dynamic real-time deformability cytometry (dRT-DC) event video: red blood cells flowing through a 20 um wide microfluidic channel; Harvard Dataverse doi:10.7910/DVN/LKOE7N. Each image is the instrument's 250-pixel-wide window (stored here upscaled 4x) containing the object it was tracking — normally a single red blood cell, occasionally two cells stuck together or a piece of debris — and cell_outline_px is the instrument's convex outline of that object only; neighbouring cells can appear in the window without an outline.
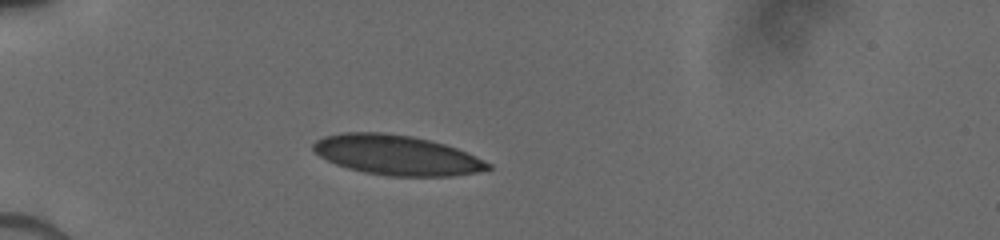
{"species": "human", "species_latin": "Homo sapiens", "temperature_condition": "cold", "stored_images_in_passage": 8, "camera_frame_rate_fps": 3000, "um_per_image_px": 0.085, "donor": {"sex": "male"}, "frame": {"image": 1, "passage_image": 5, "time_ms": 2.667, "image_size_px": [1000, 240], "cell_outline_px": [[492, 168], [476, 172], [452, 176], [384, 176], [364, 172], [348, 168], [336, 164], [320, 156], [312, 148], [312, 144], [316, 140], [324, 136], [340, 132], [380, 132], [412, 136], [444, 144], [456, 148], [492, 164]], "centroid_in_image_um": [33.68, 13.18], "position_along_channel_um": 51.3, "area_um2": 40.46}}
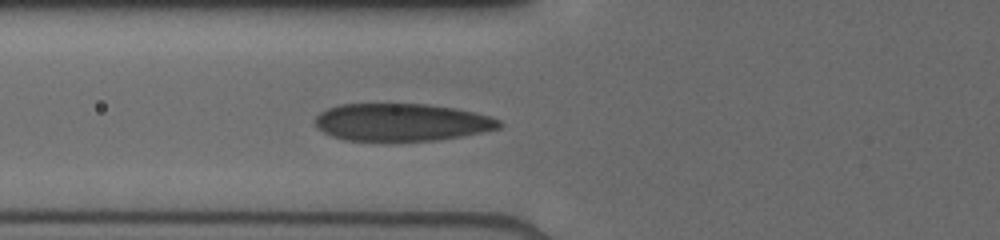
{"frame": {"image": 2, "passage_image": 8, "time_ms": 4.333, "image_size_px": [1000, 240], "cell_outline_px": [[504, 124], [500, 128], [464, 136], [436, 140], [344, 140], [332, 136], [316, 128], [312, 120], [320, 112], [328, 108], [340, 104], [428, 104], [456, 108], [488, 116], [500, 120]], "centroid_in_image_um": [34.11, 10.38], "position_along_channel_um": 91.7, "area_um2": 40.29}}